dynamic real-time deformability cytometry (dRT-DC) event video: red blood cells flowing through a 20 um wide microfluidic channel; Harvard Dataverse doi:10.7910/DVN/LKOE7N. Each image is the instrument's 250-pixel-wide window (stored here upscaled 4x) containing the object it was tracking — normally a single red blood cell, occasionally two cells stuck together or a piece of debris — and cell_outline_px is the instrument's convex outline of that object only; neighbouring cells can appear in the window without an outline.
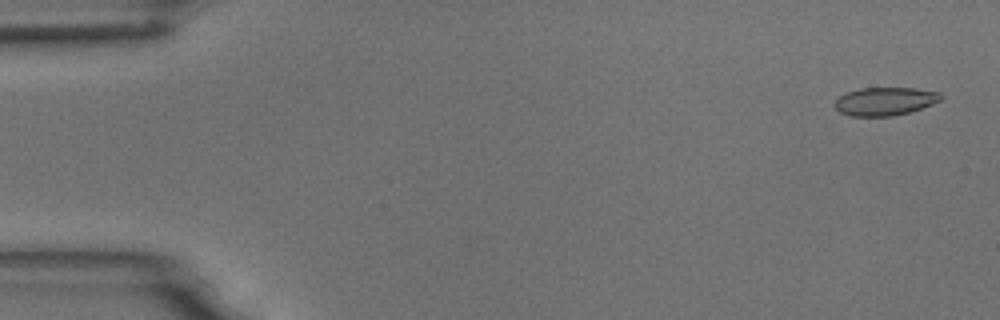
{"species": "common noctule bat (a hibernating species)", "species_latin": "Nyctalus noctula", "temperature_condition": "room temperature", "stored_images_in_passage": 10, "camera_frame_rate_fps": 3000, "um_per_image_px": 0.085, "animal": {"sex": "male", "body_mass_g": 18.8}, "frame": {"image": 1, "passage_image": 2, "time_ms": 0.333, "image_size_px": [1000, 320], "cell_outline_px": [[944, 96], [940, 100], [932, 104], [908, 112], [892, 116], [852, 116], [840, 112], [832, 104], [840, 96], [848, 92], [860, 88], [916, 88], [940, 92]], "centroid_in_image_um": [75.22, 8.6], "position_along_channel_um": 9.8, "area_um2": 17.34}}